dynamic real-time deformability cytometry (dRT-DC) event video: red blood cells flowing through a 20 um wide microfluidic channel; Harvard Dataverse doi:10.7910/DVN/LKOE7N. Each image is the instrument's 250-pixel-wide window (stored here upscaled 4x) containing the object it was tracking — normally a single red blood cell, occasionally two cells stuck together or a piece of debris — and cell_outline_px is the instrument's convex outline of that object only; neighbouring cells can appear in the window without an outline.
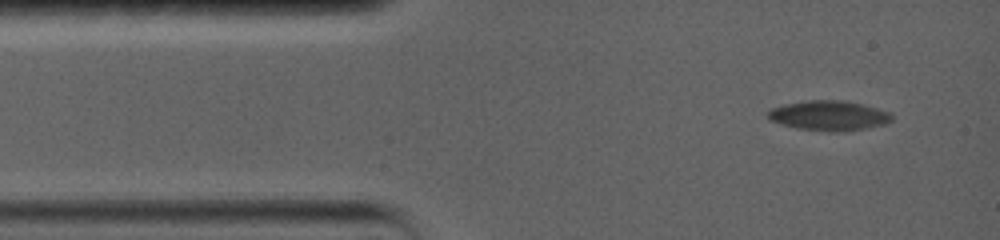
{"species": "common noctule bat (a hibernating species)", "species_latin": "Nyctalus noctula", "temperature_condition": "warm", "stored_images_in_passage": 48, "camera_frame_rate_fps": 5000, "um_per_image_px": 0.085, "animal": {"sex": "female", "body_mass_g": 19.0, "forearm_length_mm": 56.7}, "frame": {"image": 1, "passage_image": 1, "time_ms": 0.0, "image_size_px": [1000, 240], "cell_outline_px": [[892, 120], [884, 124], [868, 128], [844, 132], [828, 132], [796, 128], [780, 124], [768, 120], [768, 112], [772, 108], [784, 104], [808, 100], [844, 100], [892, 112]], "centroid_in_image_um": [70.45, 9.84], "position_along_channel_um": 14.5, "area_um2": 21.79}}
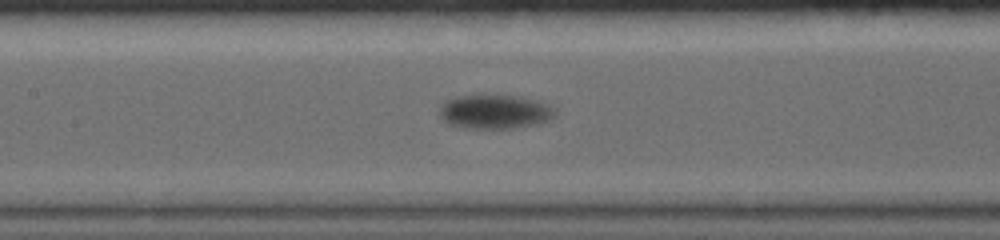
{"frame": {"image": 2, "passage_image": 21, "time_ms": 6.2, "image_size_px": [1000, 240], "cell_outline_px": [[556, 116], [540, 124], [512, 128], [464, 128], [448, 124], [440, 116], [440, 104], [456, 96], [520, 96], [536, 100], [548, 104], [556, 108]], "centroid_in_image_um": [42.1, 9.51], "position_along_channel_um": 165.3, "area_um2": 23.0}}
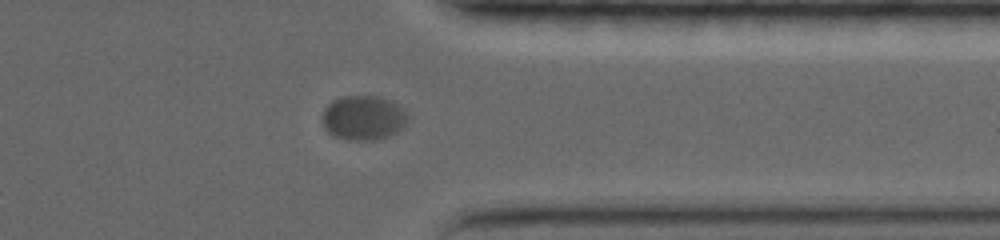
{"frame": {"image": 3, "passage_image": 41, "time_ms": 12.8, "image_size_px": [1000, 240], "cell_outline_px": [[408, 124], [404, 128], [388, 136], [372, 140], [348, 140], [332, 136], [328, 132], [324, 124], [324, 108], [332, 100], [340, 96], [380, 96], [392, 100], [404, 108], [408, 116]], "centroid_in_image_um": [30.94, 10.0], "position_along_channel_um": 380.5, "area_um2": 22.48}}